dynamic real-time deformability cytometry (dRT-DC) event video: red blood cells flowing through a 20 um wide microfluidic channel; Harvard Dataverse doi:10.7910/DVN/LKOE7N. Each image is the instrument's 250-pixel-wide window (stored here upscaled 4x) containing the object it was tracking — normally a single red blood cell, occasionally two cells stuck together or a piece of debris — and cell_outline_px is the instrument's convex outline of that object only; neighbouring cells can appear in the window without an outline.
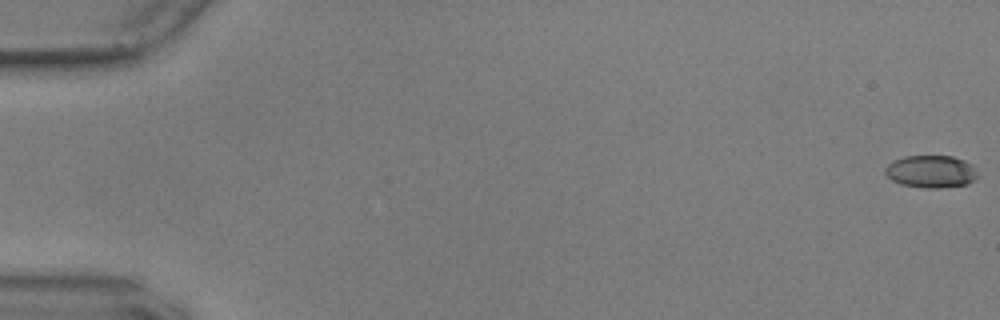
{"species": "common noctule bat (a hibernating species)", "species_latin": "Nyctalus noctula", "temperature_condition": "warm", "stored_images_in_passage": 7, "camera_frame_rate_fps": 3000, "um_per_image_px": 0.085, "animal": {"sex": "male", "body_mass_g": 17.9, "forearm_length_mm": 54.2}, "frame": {"image": 1, "passage_image": 1, "time_ms": 0.0, "image_size_px": [1000, 320], "cell_outline_px": [[976, 176], [968, 184], [940, 188], [924, 188], [900, 184], [892, 180], [884, 172], [884, 168], [892, 160], [904, 156], [952, 156], [964, 160], [972, 164]], "centroid_in_image_um": [79.08, 14.57], "position_along_channel_um": 5.9, "area_um2": 17.46}}